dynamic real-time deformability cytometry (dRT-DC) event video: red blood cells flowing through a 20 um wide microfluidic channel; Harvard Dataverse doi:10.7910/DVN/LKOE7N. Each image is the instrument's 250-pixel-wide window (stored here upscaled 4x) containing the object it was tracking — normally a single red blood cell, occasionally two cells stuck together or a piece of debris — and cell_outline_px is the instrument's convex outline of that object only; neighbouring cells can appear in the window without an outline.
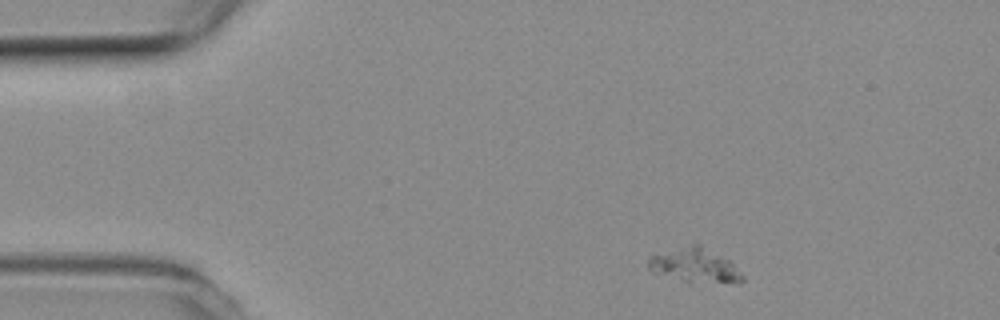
{"species": "common noctule bat (a hibernating species)", "species_latin": "Nyctalus noctula", "temperature_condition": "room temperature", "stored_images_in_passage": 13, "camera_frame_rate_fps": 3000, "um_per_image_px": 0.085, "animal": {"sex": "female", "body_mass_g": 19.3, "forearm_length_mm": 54.1}, "frame": {"image": 1, "passage_image": 1, "time_ms": 0.0, "image_size_px": [1000, 320], "cell_outline_px": [[744, 280], [740, 284], [688, 284], [652, 272], [648, 268], [648, 256], [656, 252], [692, 244], [700, 244], [732, 260], [744, 276]], "centroid_in_image_um": [59.1, 22.6], "position_along_channel_um": 25.9, "area_um2": 20.17}}
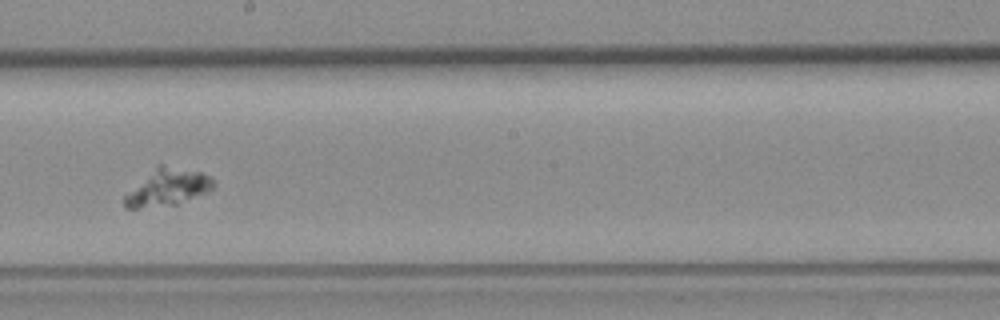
{"frame": {"image": 2, "passage_image": 7, "time_ms": 2.0, "image_size_px": [1000, 320], "cell_outline_px": [[216, 188], [176, 204], [136, 208], [124, 208], [124, 196], [156, 164], [164, 164], [200, 172], [212, 176], [216, 184]], "centroid_in_image_um": [14.27, 15.89], "position_along_channel_um": 233.9, "area_um2": 19.13}}
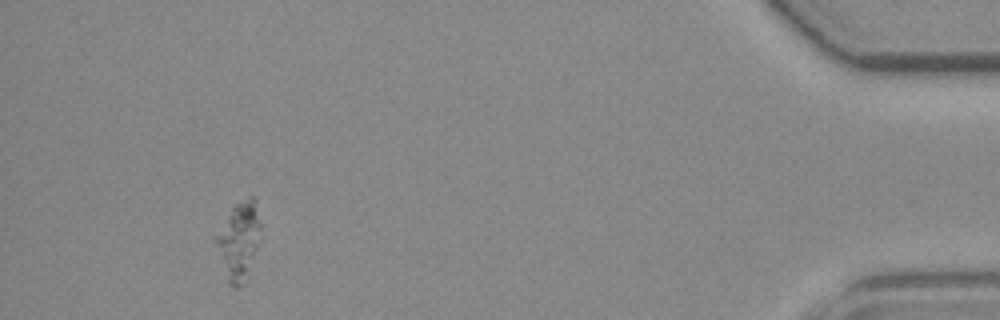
{"frame": {"image": 3, "passage_image": 12, "time_ms": 3.667, "image_size_px": [1000, 320], "cell_outline_px": [[260, 240], [248, 280], [244, 284], [236, 288], [228, 284], [212, 240], [232, 208], [236, 204], [248, 196], [256, 196], [260, 224]], "centroid_in_image_um": [20.3, 20.51], "position_along_channel_um": 414.9, "area_um2": 20.98}}